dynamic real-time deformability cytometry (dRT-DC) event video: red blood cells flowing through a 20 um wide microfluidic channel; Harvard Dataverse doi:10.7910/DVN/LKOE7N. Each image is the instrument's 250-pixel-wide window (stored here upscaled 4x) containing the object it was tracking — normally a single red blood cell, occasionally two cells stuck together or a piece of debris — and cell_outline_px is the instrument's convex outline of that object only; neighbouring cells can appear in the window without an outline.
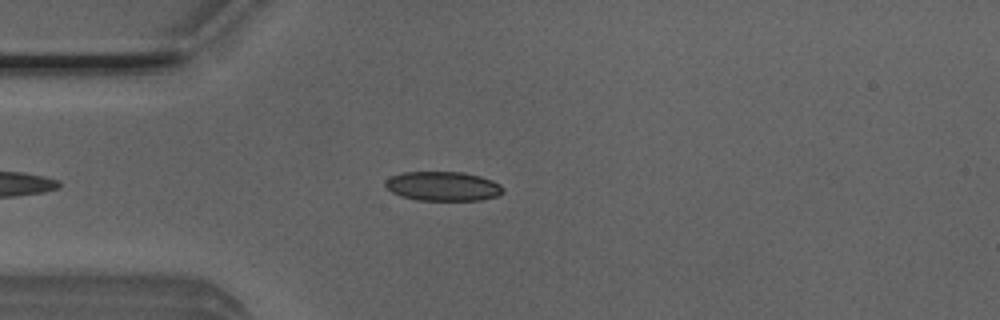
{"species": "Egyptian fruit bat (a non-hibernating species)", "species_latin": "Rousettus aegyptiacus", "temperature_condition": "room temperature", "stored_images_in_passage": 44, "camera_frame_rate_fps": 3000, "um_per_image_px": 0.085, "animal": {"sex": "male"}, "frame": {"image": 1, "passage_image": 7, "time_ms": 2.0, "image_size_px": [1000, 320], "cell_outline_px": [[504, 192], [496, 196], [480, 200], [416, 200], [400, 196], [384, 188], [384, 180], [392, 176], [404, 172], [464, 172], [480, 176], [492, 180], [500, 184], [504, 188]], "centroid_in_image_um": [37.63, 15.83], "position_along_channel_um": 47.4, "area_um2": 20.29}}
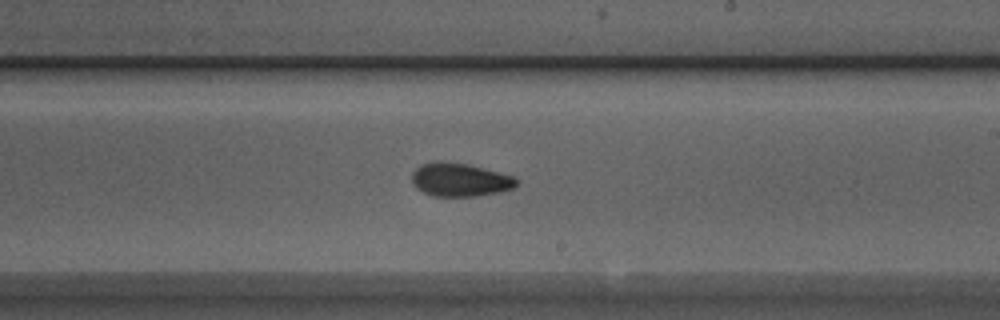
{"frame": {"image": 2, "passage_image": 23, "time_ms": 7.333, "image_size_px": [1000, 320], "cell_outline_px": [[520, 180], [512, 188], [496, 192], [476, 196], [432, 196], [416, 188], [412, 184], [412, 172], [420, 164], [436, 160], [440, 160], [468, 164], [512, 176]], "centroid_in_image_um": [39.03, 15.26], "position_along_channel_um": 250.0, "area_um2": 20.35}}
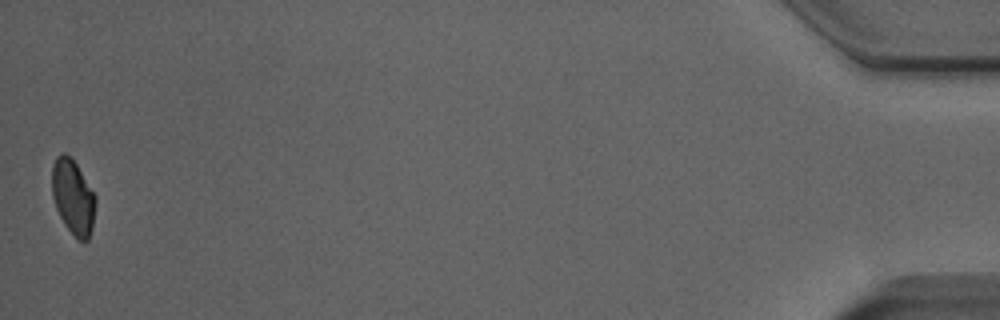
{"frame": {"image": 3, "passage_image": 44, "time_ms": 14.333, "image_size_px": [1000, 320], "cell_outline_px": [[96, 204], [92, 228], [88, 240], [80, 240], [64, 224], [56, 208], [52, 196], [52, 164], [56, 156], [60, 152], [64, 152], [76, 164], [96, 196]], "centroid_in_image_um": [6.2, 16.72], "position_along_channel_um": 429.0, "area_um2": 18.84}, "authors_computed_cell_mechanics": {"area_um2": 20.0566, "velocity_mm_per_s": 4.0206, "shape_relaxation_time_tau1_ms": 5.0016, "shape_relaxation_time_tau2_ms": 2.018, "deformation_change_tau1": 0.1356, "deformation_change_tau2": 0.0729}}